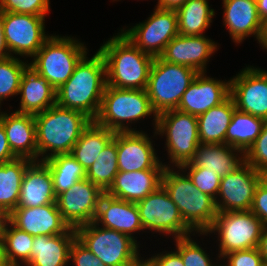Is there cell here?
<instances>
[{
	"mask_svg": "<svg viewBox=\"0 0 267 266\" xmlns=\"http://www.w3.org/2000/svg\"><path fill=\"white\" fill-rule=\"evenodd\" d=\"M106 86V64L103 55L98 50L89 59L86 54L76 65L71 77L56 90V104L82 112L94 121L99 113Z\"/></svg>",
	"mask_w": 267,
	"mask_h": 266,
	"instance_id": "6da1fadb",
	"label": "cell"
},
{
	"mask_svg": "<svg viewBox=\"0 0 267 266\" xmlns=\"http://www.w3.org/2000/svg\"><path fill=\"white\" fill-rule=\"evenodd\" d=\"M39 161L58 154H70L72 147L92 120L82 112L57 104L34 115ZM50 153L47 154V152ZM45 156V157H44Z\"/></svg>",
	"mask_w": 267,
	"mask_h": 266,
	"instance_id": "7a4b0ae2",
	"label": "cell"
},
{
	"mask_svg": "<svg viewBox=\"0 0 267 266\" xmlns=\"http://www.w3.org/2000/svg\"><path fill=\"white\" fill-rule=\"evenodd\" d=\"M100 46L106 64L107 85L122 89H146L154 57L142 52L122 33Z\"/></svg>",
	"mask_w": 267,
	"mask_h": 266,
	"instance_id": "3957f363",
	"label": "cell"
},
{
	"mask_svg": "<svg viewBox=\"0 0 267 266\" xmlns=\"http://www.w3.org/2000/svg\"><path fill=\"white\" fill-rule=\"evenodd\" d=\"M179 171L180 168L175 172L165 167L161 185L177 205L184 222L194 231V235L196 231V234L207 233L218 213L215 199L198 190L186 172L181 174Z\"/></svg>",
	"mask_w": 267,
	"mask_h": 266,
	"instance_id": "277c9868",
	"label": "cell"
},
{
	"mask_svg": "<svg viewBox=\"0 0 267 266\" xmlns=\"http://www.w3.org/2000/svg\"><path fill=\"white\" fill-rule=\"evenodd\" d=\"M151 114L154 115L156 129L157 115L145 89H122L107 85L94 122L114 132L139 131L129 128L128 124Z\"/></svg>",
	"mask_w": 267,
	"mask_h": 266,
	"instance_id": "5b68a950",
	"label": "cell"
},
{
	"mask_svg": "<svg viewBox=\"0 0 267 266\" xmlns=\"http://www.w3.org/2000/svg\"><path fill=\"white\" fill-rule=\"evenodd\" d=\"M86 54L87 48L78 39L51 35L33 56L29 66L57 90L71 77Z\"/></svg>",
	"mask_w": 267,
	"mask_h": 266,
	"instance_id": "8992f818",
	"label": "cell"
},
{
	"mask_svg": "<svg viewBox=\"0 0 267 266\" xmlns=\"http://www.w3.org/2000/svg\"><path fill=\"white\" fill-rule=\"evenodd\" d=\"M75 230L77 239L106 266H138L144 260L137 240L127 234L101 228L94 221Z\"/></svg>",
	"mask_w": 267,
	"mask_h": 266,
	"instance_id": "52a82bcc",
	"label": "cell"
},
{
	"mask_svg": "<svg viewBox=\"0 0 267 266\" xmlns=\"http://www.w3.org/2000/svg\"><path fill=\"white\" fill-rule=\"evenodd\" d=\"M197 74L190 67L154 57L145 90L156 115L177 109L183 93Z\"/></svg>",
	"mask_w": 267,
	"mask_h": 266,
	"instance_id": "ba28073f",
	"label": "cell"
},
{
	"mask_svg": "<svg viewBox=\"0 0 267 266\" xmlns=\"http://www.w3.org/2000/svg\"><path fill=\"white\" fill-rule=\"evenodd\" d=\"M155 134L166 135L170 163L180 168L193 160L200 144L197 117L177 109L157 115Z\"/></svg>",
	"mask_w": 267,
	"mask_h": 266,
	"instance_id": "9c48e42d",
	"label": "cell"
},
{
	"mask_svg": "<svg viewBox=\"0 0 267 266\" xmlns=\"http://www.w3.org/2000/svg\"><path fill=\"white\" fill-rule=\"evenodd\" d=\"M264 224L248 211L218 212L212 227L207 233H218L219 260L234 251L256 248L261 237Z\"/></svg>",
	"mask_w": 267,
	"mask_h": 266,
	"instance_id": "30bf717a",
	"label": "cell"
},
{
	"mask_svg": "<svg viewBox=\"0 0 267 266\" xmlns=\"http://www.w3.org/2000/svg\"><path fill=\"white\" fill-rule=\"evenodd\" d=\"M136 206L144 230L173 235L174 239L193 232L162 185L137 202Z\"/></svg>",
	"mask_w": 267,
	"mask_h": 266,
	"instance_id": "8fae6325",
	"label": "cell"
},
{
	"mask_svg": "<svg viewBox=\"0 0 267 266\" xmlns=\"http://www.w3.org/2000/svg\"><path fill=\"white\" fill-rule=\"evenodd\" d=\"M121 33L142 52L159 57L166 45L179 34L176 10L155 7L148 20L130 29H121Z\"/></svg>",
	"mask_w": 267,
	"mask_h": 266,
	"instance_id": "7c38bea8",
	"label": "cell"
},
{
	"mask_svg": "<svg viewBox=\"0 0 267 266\" xmlns=\"http://www.w3.org/2000/svg\"><path fill=\"white\" fill-rule=\"evenodd\" d=\"M44 21L45 16L3 12V32L11 56L32 58L41 49L50 37L45 34Z\"/></svg>",
	"mask_w": 267,
	"mask_h": 266,
	"instance_id": "4fadbf2b",
	"label": "cell"
},
{
	"mask_svg": "<svg viewBox=\"0 0 267 266\" xmlns=\"http://www.w3.org/2000/svg\"><path fill=\"white\" fill-rule=\"evenodd\" d=\"M264 177L265 174L255 170L246 161L222 177L217 195L220 197L215 199L217 212L250 210L256 187Z\"/></svg>",
	"mask_w": 267,
	"mask_h": 266,
	"instance_id": "5bb4252c",
	"label": "cell"
},
{
	"mask_svg": "<svg viewBox=\"0 0 267 266\" xmlns=\"http://www.w3.org/2000/svg\"><path fill=\"white\" fill-rule=\"evenodd\" d=\"M104 193L98 185L85 178L59 194L56 203L64 221L76 229L95 220Z\"/></svg>",
	"mask_w": 267,
	"mask_h": 266,
	"instance_id": "9a60e30c",
	"label": "cell"
},
{
	"mask_svg": "<svg viewBox=\"0 0 267 266\" xmlns=\"http://www.w3.org/2000/svg\"><path fill=\"white\" fill-rule=\"evenodd\" d=\"M230 96L237 110L267 119V71L246 66L230 79Z\"/></svg>",
	"mask_w": 267,
	"mask_h": 266,
	"instance_id": "2e32d148",
	"label": "cell"
},
{
	"mask_svg": "<svg viewBox=\"0 0 267 266\" xmlns=\"http://www.w3.org/2000/svg\"><path fill=\"white\" fill-rule=\"evenodd\" d=\"M151 140L142 130L115 132L118 170L135 172L170 167L159 161Z\"/></svg>",
	"mask_w": 267,
	"mask_h": 266,
	"instance_id": "e0dca14e",
	"label": "cell"
},
{
	"mask_svg": "<svg viewBox=\"0 0 267 266\" xmlns=\"http://www.w3.org/2000/svg\"><path fill=\"white\" fill-rule=\"evenodd\" d=\"M230 96V80L210 78L206 72L198 73L183 93L177 110L200 116Z\"/></svg>",
	"mask_w": 267,
	"mask_h": 266,
	"instance_id": "ac0fdd59",
	"label": "cell"
},
{
	"mask_svg": "<svg viewBox=\"0 0 267 266\" xmlns=\"http://www.w3.org/2000/svg\"><path fill=\"white\" fill-rule=\"evenodd\" d=\"M216 50L215 41L205 35L178 34L166 45L159 57L168 63L184 65L202 73L206 72V64Z\"/></svg>",
	"mask_w": 267,
	"mask_h": 266,
	"instance_id": "d6986e66",
	"label": "cell"
},
{
	"mask_svg": "<svg viewBox=\"0 0 267 266\" xmlns=\"http://www.w3.org/2000/svg\"><path fill=\"white\" fill-rule=\"evenodd\" d=\"M9 221L33 237L64 234L70 229L62 218L57 203L32 208H15L9 214Z\"/></svg>",
	"mask_w": 267,
	"mask_h": 266,
	"instance_id": "ffe728a7",
	"label": "cell"
},
{
	"mask_svg": "<svg viewBox=\"0 0 267 266\" xmlns=\"http://www.w3.org/2000/svg\"><path fill=\"white\" fill-rule=\"evenodd\" d=\"M0 122L6 132L8 144L17 158L39 161L36 125L33 114L0 112Z\"/></svg>",
	"mask_w": 267,
	"mask_h": 266,
	"instance_id": "44dd1931",
	"label": "cell"
},
{
	"mask_svg": "<svg viewBox=\"0 0 267 266\" xmlns=\"http://www.w3.org/2000/svg\"><path fill=\"white\" fill-rule=\"evenodd\" d=\"M98 225L129 235L142 231L143 226L136 203L117 199L104 193L99 201L98 211L94 220Z\"/></svg>",
	"mask_w": 267,
	"mask_h": 266,
	"instance_id": "7402d4cb",
	"label": "cell"
},
{
	"mask_svg": "<svg viewBox=\"0 0 267 266\" xmlns=\"http://www.w3.org/2000/svg\"><path fill=\"white\" fill-rule=\"evenodd\" d=\"M49 167L43 161H33L26 169L17 208H32L56 203Z\"/></svg>",
	"mask_w": 267,
	"mask_h": 266,
	"instance_id": "603a6c76",
	"label": "cell"
},
{
	"mask_svg": "<svg viewBox=\"0 0 267 266\" xmlns=\"http://www.w3.org/2000/svg\"><path fill=\"white\" fill-rule=\"evenodd\" d=\"M163 171H119L105 193L117 199L137 203L161 186Z\"/></svg>",
	"mask_w": 267,
	"mask_h": 266,
	"instance_id": "cb8c5ba5",
	"label": "cell"
},
{
	"mask_svg": "<svg viewBox=\"0 0 267 266\" xmlns=\"http://www.w3.org/2000/svg\"><path fill=\"white\" fill-rule=\"evenodd\" d=\"M223 23L233 42L241 43L251 35L259 40L262 21L258 17L255 0H223Z\"/></svg>",
	"mask_w": 267,
	"mask_h": 266,
	"instance_id": "d4e9b609",
	"label": "cell"
},
{
	"mask_svg": "<svg viewBox=\"0 0 267 266\" xmlns=\"http://www.w3.org/2000/svg\"><path fill=\"white\" fill-rule=\"evenodd\" d=\"M20 108L15 112L37 114L56 105V89L49 81L28 66L20 81Z\"/></svg>",
	"mask_w": 267,
	"mask_h": 266,
	"instance_id": "484cf974",
	"label": "cell"
},
{
	"mask_svg": "<svg viewBox=\"0 0 267 266\" xmlns=\"http://www.w3.org/2000/svg\"><path fill=\"white\" fill-rule=\"evenodd\" d=\"M76 238L74 228H70L64 234L34 237L27 266H67L70 249Z\"/></svg>",
	"mask_w": 267,
	"mask_h": 266,
	"instance_id": "4316f807",
	"label": "cell"
},
{
	"mask_svg": "<svg viewBox=\"0 0 267 266\" xmlns=\"http://www.w3.org/2000/svg\"><path fill=\"white\" fill-rule=\"evenodd\" d=\"M244 161V153L240 149L233 148L228 144L200 143L196 149L193 160L182 166L203 167L205 170H211L217 173L218 176L222 178L234 171Z\"/></svg>",
	"mask_w": 267,
	"mask_h": 266,
	"instance_id": "83f0119b",
	"label": "cell"
},
{
	"mask_svg": "<svg viewBox=\"0 0 267 266\" xmlns=\"http://www.w3.org/2000/svg\"><path fill=\"white\" fill-rule=\"evenodd\" d=\"M235 109V103L229 96L221 104L198 116L200 143L225 144V136Z\"/></svg>",
	"mask_w": 267,
	"mask_h": 266,
	"instance_id": "f1b7e54d",
	"label": "cell"
},
{
	"mask_svg": "<svg viewBox=\"0 0 267 266\" xmlns=\"http://www.w3.org/2000/svg\"><path fill=\"white\" fill-rule=\"evenodd\" d=\"M115 132L97 125L94 121L82 132L70 154L87 171L103 148L114 137Z\"/></svg>",
	"mask_w": 267,
	"mask_h": 266,
	"instance_id": "f546056e",
	"label": "cell"
},
{
	"mask_svg": "<svg viewBox=\"0 0 267 266\" xmlns=\"http://www.w3.org/2000/svg\"><path fill=\"white\" fill-rule=\"evenodd\" d=\"M32 162L26 158H15L0 164V207L9 214L17 208L22 179Z\"/></svg>",
	"mask_w": 267,
	"mask_h": 266,
	"instance_id": "4dcf8cb0",
	"label": "cell"
},
{
	"mask_svg": "<svg viewBox=\"0 0 267 266\" xmlns=\"http://www.w3.org/2000/svg\"><path fill=\"white\" fill-rule=\"evenodd\" d=\"M265 119L234 110L225 136V144L240 149L244 154L260 135Z\"/></svg>",
	"mask_w": 267,
	"mask_h": 266,
	"instance_id": "1f68e13d",
	"label": "cell"
},
{
	"mask_svg": "<svg viewBox=\"0 0 267 266\" xmlns=\"http://www.w3.org/2000/svg\"><path fill=\"white\" fill-rule=\"evenodd\" d=\"M179 34L185 36L203 35L215 16L208 0H188L176 9Z\"/></svg>",
	"mask_w": 267,
	"mask_h": 266,
	"instance_id": "d6a6232c",
	"label": "cell"
},
{
	"mask_svg": "<svg viewBox=\"0 0 267 266\" xmlns=\"http://www.w3.org/2000/svg\"><path fill=\"white\" fill-rule=\"evenodd\" d=\"M43 162L50 169L56 196L86 178L85 169L71 154L54 155Z\"/></svg>",
	"mask_w": 267,
	"mask_h": 266,
	"instance_id": "836d02e7",
	"label": "cell"
},
{
	"mask_svg": "<svg viewBox=\"0 0 267 266\" xmlns=\"http://www.w3.org/2000/svg\"><path fill=\"white\" fill-rule=\"evenodd\" d=\"M117 161V145L114 134V137L103 148L95 162L86 171V178L93 184L98 185L105 192L119 172Z\"/></svg>",
	"mask_w": 267,
	"mask_h": 266,
	"instance_id": "e575fe53",
	"label": "cell"
},
{
	"mask_svg": "<svg viewBox=\"0 0 267 266\" xmlns=\"http://www.w3.org/2000/svg\"><path fill=\"white\" fill-rule=\"evenodd\" d=\"M33 239L32 235L15 227L8 221L2 240L6 259L10 266H20L22 263L27 265L30 262Z\"/></svg>",
	"mask_w": 267,
	"mask_h": 266,
	"instance_id": "d590c367",
	"label": "cell"
},
{
	"mask_svg": "<svg viewBox=\"0 0 267 266\" xmlns=\"http://www.w3.org/2000/svg\"><path fill=\"white\" fill-rule=\"evenodd\" d=\"M28 66V61L15 56L0 59V105L4 99L18 95L21 77Z\"/></svg>",
	"mask_w": 267,
	"mask_h": 266,
	"instance_id": "8d00e7d4",
	"label": "cell"
},
{
	"mask_svg": "<svg viewBox=\"0 0 267 266\" xmlns=\"http://www.w3.org/2000/svg\"><path fill=\"white\" fill-rule=\"evenodd\" d=\"M176 250L180 253L184 266H221L212 264L210 256L191 236L175 239Z\"/></svg>",
	"mask_w": 267,
	"mask_h": 266,
	"instance_id": "74e56055",
	"label": "cell"
},
{
	"mask_svg": "<svg viewBox=\"0 0 267 266\" xmlns=\"http://www.w3.org/2000/svg\"><path fill=\"white\" fill-rule=\"evenodd\" d=\"M180 170L188 171V177L198 190L217 199L221 180L217 173L199 166H181Z\"/></svg>",
	"mask_w": 267,
	"mask_h": 266,
	"instance_id": "f35d334b",
	"label": "cell"
},
{
	"mask_svg": "<svg viewBox=\"0 0 267 266\" xmlns=\"http://www.w3.org/2000/svg\"><path fill=\"white\" fill-rule=\"evenodd\" d=\"M50 0H0L2 12L46 16L50 10Z\"/></svg>",
	"mask_w": 267,
	"mask_h": 266,
	"instance_id": "ab89813d",
	"label": "cell"
},
{
	"mask_svg": "<svg viewBox=\"0 0 267 266\" xmlns=\"http://www.w3.org/2000/svg\"><path fill=\"white\" fill-rule=\"evenodd\" d=\"M245 161L255 170L267 174V119L253 145L244 154Z\"/></svg>",
	"mask_w": 267,
	"mask_h": 266,
	"instance_id": "60d3db41",
	"label": "cell"
},
{
	"mask_svg": "<svg viewBox=\"0 0 267 266\" xmlns=\"http://www.w3.org/2000/svg\"><path fill=\"white\" fill-rule=\"evenodd\" d=\"M227 258V265L221 266H260L264 263L258 248L234 251L226 254L222 259Z\"/></svg>",
	"mask_w": 267,
	"mask_h": 266,
	"instance_id": "b9f144b4",
	"label": "cell"
},
{
	"mask_svg": "<svg viewBox=\"0 0 267 266\" xmlns=\"http://www.w3.org/2000/svg\"><path fill=\"white\" fill-rule=\"evenodd\" d=\"M69 261H72L75 266H106L77 238L71 246Z\"/></svg>",
	"mask_w": 267,
	"mask_h": 266,
	"instance_id": "7bdbcfd3",
	"label": "cell"
},
{
	"mask_svg": "<svg viewBox=\"0 0 267 266\" xmlns=\"http://www.w3.org/2000/svg\"><path fill=\"white\" fill-rule=\"evenodd\" d=\"M250 211L255 214L264 225H267V178L264 177L256 187Z\"/></svg>",
	"mask_w": 267,
	"mask_h": 266,
	"instance_id": "ee69618b",
	"label": "cell"
},
{
	"mask_svg": "<svg viewBox=\"0 0 267 266\" xmlns=\"http://www.w3.org/2000/svg\"><path fill=\"white\" fill-rule=\"evenodd\" d=\"M148 266H184L180 253L176 251L157 254L144 260Z\"/></svg>",
	"mask_w": 267,
	"mask_h": 266,
	"instance_id": "f6af8a7d",
	"label": "cell"
},
{
	"mask_svg": "<svg viewBox=\"0 0 267 266\" xmlns=\"http://www.w3.org/2000/svg\"><path fill=\"white\" fill-rule=\"evenodd\" d=\"M15 158L17 157L12 153V150L8 144L5 129L3 124L0 122V164L11 161Z\"/></svg>",
	"mask_w": 267,
	"mask_h": 266,
	"instance_id": "bcb514c9",
	"label": "cell"
},
{
	"mask_svg": "<svg viewBox=\"0 0 267 266\" xmlns=\"http://www.w3.org/2000/svg\"><path fill=\"white\" fill-rule=\"evenodd\" d=\"M11 57L3 32V12L0 10V59Z\"/></svg>",
	"mask_w": 267,
	"mask_h": 266,
	"instance_id": "7dc6e473",
	"label": "cell"
},
{
	"mask_svg": "<svg viewBox=\"0 0 267 266\" xmlns=\"http://www.w3.org/2000/svg\"><path fill=\"white\" fill-rule=\"evenodd\" d=\"M257 248L264 262H267V225H264L262 229Z\"/></svg>",
	"mask_w": 267,
	"mask_h": 266,
	"instance_id": "c3c4849f",
	"label": "cell"
},
{
	"mask_svg": "<svg viewBox=\"0 0 267 266\" xmlns=\"http://www.w3.org/2000/svg\"><path fill=\"white\" fill-rule=\"evenodd\" d=\"M188 0H158L156 8L176 10L178 7L184 5Z\"/></svg>",
	"mask_w": 267,
	"mask_h": 266,
	"instance_id": "681fc988",
	"label": "cell"
},
{
	"mask_svg": "<svg viewBox=\"0 0 267 266\" xmlns=\"http://www.w3.org/2000/svg\"><path fill=\"white\" fill-rule=\"evenodd\" d=\"M258 17L261 21L267 19V0H255Z\"/></svg>",
	"mask_w": 267,
	"mask_h": 266,
	"instance_id": "f907efd6",
	"label": "cell"
},
{
	"mask_svg": "<svg viewBox=\"0 0 267 266\" xmlns=\"http://www.w3.org/2000/svg\"><path fill=\"white\" fill-rule=\"evenodd\" d=\"M9 221V213L0 207V239L3 237L6 225Z\"/></svg>",
	"mask_w": 267,
	"mask_h": 266,
	"instance_id": "816d5d0a",
	"label": "cell"
},
{
	"mask_svg": "<svg viewBox=\"0 0 267 266\" xmlns=\"http://www.w3.org/2000/svg\"><path fill=\"white\" fill-rule=\"evenodd\" d=\"M258 41L263 49H267V19L262 21L261 34Z\"/></svg>",
	"mask_w": 267,
	"mask_h": 266,
	"instance_id": "f5cc1de1",
	"label": "cell"
},
{
	"mask_svg": "<svg viewBox=\"0 0 267 266\" xmlns=\"http://www.w3.org/2000/svg\"><path fill=\"white\" fill-rule=\"evenodd\" d=\"M0 266H10L6 259L3 240L0 239Z\"/></svg>",
	"mask_w": 267,
	"mask_h": 266,
	"instance_id": "db71d44e",
	"label": "cell"
},
{
	"mask_svg": "<svg viewBox=\"0 0 267 266\" xmlns=\"http://www.w3.org/2000/svg\"><path fill=\"white\" fill-rule=\"evenodd\" d=\"M139 266H148L144 261H142Z\"/></svg>",
	"mask_w": 267,
	"mask_h": 266,
	"instance_id": "11a10c76",
	"label": "cell"
},
{
	"mask_svg": "<svg viewBox=\"0 0 267 266\" xmlns=\"http://www.w3.org/2000/svg\"><path fill=\"white\" fill-rule=\"evenodd\" d=\"M260 266H267V262H264L262 265H260Z\"/></svg>",
	"mask_w": 267,
	"mask_h": 266,
	"instance_id": "9f6ffc18",
	"label": "cell"
}]
</instances>
